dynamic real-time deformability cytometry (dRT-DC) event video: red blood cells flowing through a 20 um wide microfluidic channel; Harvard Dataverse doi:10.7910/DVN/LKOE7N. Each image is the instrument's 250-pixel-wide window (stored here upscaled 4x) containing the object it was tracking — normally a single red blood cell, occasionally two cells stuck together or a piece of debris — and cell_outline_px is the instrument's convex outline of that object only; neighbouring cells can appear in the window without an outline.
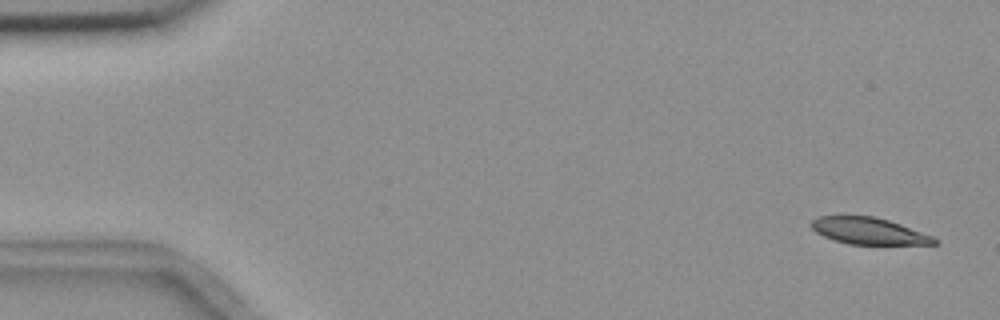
{"species": "common noctule bat (a hibernating species)", "species_latin": "Nyctalus noctula", "temperature_condition": "room temperature", "stored_images_in_passage": 4, "camera_frame_rate_fps": 3000, "um_per_image_px": 0.085, "animal": {"sex": "female", "body_mass_g": 18.4}, "frame": {"image": 1, "passage_image": 1, "time_ms": 0.0, "image_size_px": [1000, 320], "cell_outline_px": [[940, 244], [848, 244], [832, 240], [816, 232], [808, 224], [812, 220], [820, 216], [876, 216], [900, 224], [932, 236], [940, 240]], "centroid_in_image_um": [73.83, 19.63], "position_along_channel_um": 11.2, "area_um2": 19.13}}
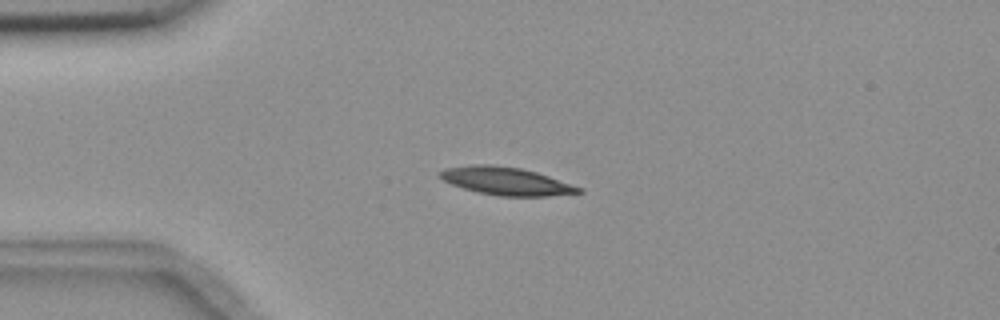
{"frame": {"image": 2, "passage_image": 4, "time_ms": 3.667, "image_size_px": [1000, 320], "cell_outline_px": [[584, 192], [548, 196], [500, 196], [476, 192], [452, 184], [444, 180], [440, 176], [440, 172], [444, 168], [468, 164], [492, 164], [520, 168], [536, 172], [584, 188]], "centroid_in_image_um": [43.03, 15.39], "position_along_channel_um": 42.0, "area_um2": 22.54}}